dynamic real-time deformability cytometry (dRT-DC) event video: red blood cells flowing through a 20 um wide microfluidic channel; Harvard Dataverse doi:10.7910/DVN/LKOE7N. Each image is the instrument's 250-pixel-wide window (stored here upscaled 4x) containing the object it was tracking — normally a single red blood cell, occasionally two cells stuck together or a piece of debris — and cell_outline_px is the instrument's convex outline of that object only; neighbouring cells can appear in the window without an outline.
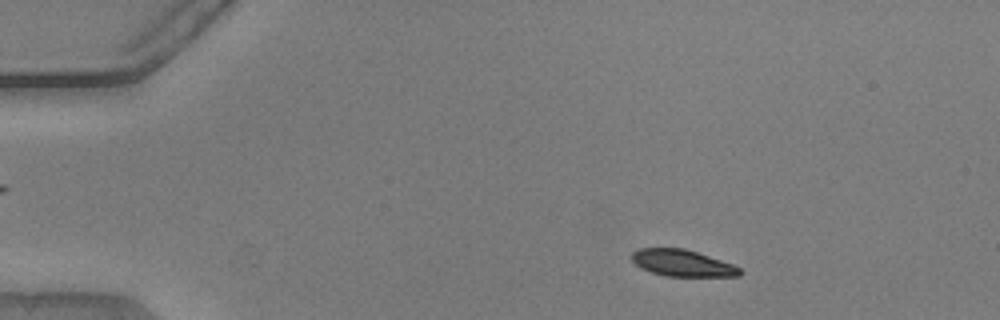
{"species": "common noctule bat (a hibernating species)", "species_latin": "Nyctalus noctula", "temperature_condition": "warm", "stored_images_in_passage": 52, "camera_frame_rate_fps": 3000, "um_per_image_px": 0.085, "animal": {"sex": "male", "body_mass_g": 20.5, "forearm_length_mm": 52.5}, "frame": {"image": 1, "passage_image": 8, "time_ms": 2.333, "image_size_px": [1000, 320], "cell_outline_px": [[744, 272], [740, 276], [668, 276], [652, 272], [640, 268], [632, 260], [632, 252], [640, 248], [684, 248], [732, 264], [740, 268]], "centroid_in_image_um": [58.0, 22.36], "position_along_channel_um": 27.0, "area_um2": 16.59}}
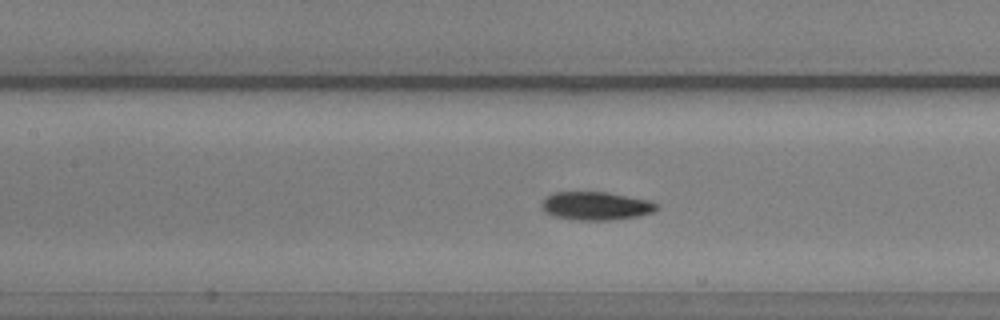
{"frame": {"image": 2, "passage_image": 24, "time_ms": 7.667, "image_size_px": [1000, 320], "cell_outline_px": [[660, 208], [652, 212], [636, 216], [608, 220], [572, 220], [552, 216], [544, 212], [540, 204], [548, 196], [556, 192], [604, 192], [648, 200], [660, 204]], "centroid_in_image_um": [50.63, 17.51], "position_along_channel_um": 156.8, "area_um2": 18.9}}
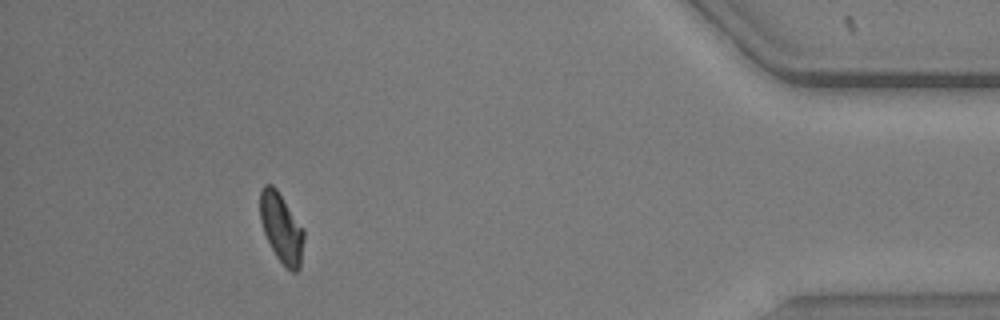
{"frame": {"image": 3, "passage_image": 48, "time_ms": 15.667, "image_size_px": [1000, 320], "cell_outline_px": [[304, 240], [300, 268], [296, 272], [292, 272], [276, 256], [264, 232], [260, 220], [260, 192], [264, 184], [272, 184], [276, 188], [304, 228]], "centroid_in_image_um": [23.93, 19.36], "position_along_channel_um": 411.3, "area_um2": 17.69}, "authors_computed_cell_mechanics": {"area_um2": 18.1781, "velocity_mm_per_s": 3.8325, "shape_relaxation_time_tau1_ms": 2.5375, "shape_relaxation_time_tau2_ms": 2.9267, "deformation_change_tau1": 0.1089, "deformation_change_tau2": 0.0664}}